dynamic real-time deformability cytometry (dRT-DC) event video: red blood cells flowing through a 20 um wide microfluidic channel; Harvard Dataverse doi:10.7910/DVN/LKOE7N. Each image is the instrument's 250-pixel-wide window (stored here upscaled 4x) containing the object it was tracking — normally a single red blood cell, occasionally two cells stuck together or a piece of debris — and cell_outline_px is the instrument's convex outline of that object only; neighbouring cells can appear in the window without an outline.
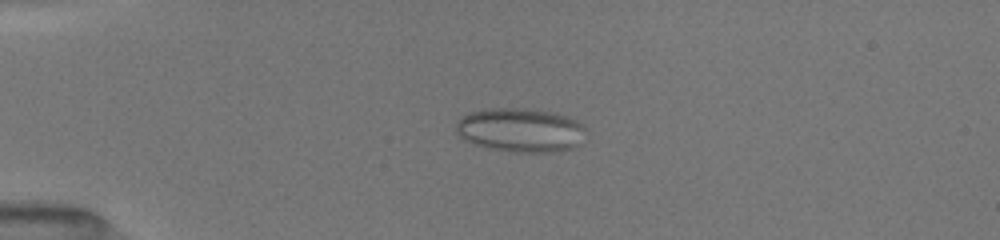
{"species": "common noctule bat (a hibernating species)", "species_latin": "Nyctalus noctula", "temperature_condition": "room temperature", "stored_images_in_passage": 45, "camera_frame_rate_fps": 3000, "um_per_image_px": 0.085, "animal": {"sex": "female", "body_mass_g": 19.5, "forearm_length_mm": 54.1}, "frame": {"image": 1, "passage_image": 4, "time_ms": 1.0, "image_size_px": [1000, 240], "cell_outline_px": [[584, 128], [576, 144], [572, 148], [552, 152], [512, 152], [488, 148], [464, 140], [456, 132], [456, 124], [460, 116], [468, 112], [488, 108], [520, 108], [548, 112], [568, 116], [576, 120]], "centroid_in_image_um": [44.14, 11.05], "position_along_channel_um": 40.9, "area_um2": 32.89}}
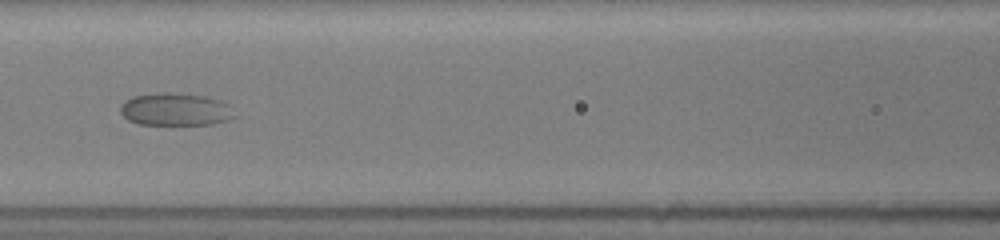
{"frame": {"image": 2, "passage_image": 16, "time_ms": 5.0, "image_size_px": [1000, 240], "cell_outline_px": [[236, 116], [228, 120], [212, 124], [140, 124], [128, 120], [120, 112], [120, 104], [124, 100], [132, 96], [164, 92], [168, 92], [208, 96], [220, 100], [228, 104]], "centroid_in_image_um": [14.9, 9.29], "position_along_channel_um": 151.7, "area_um2": 21.79}}
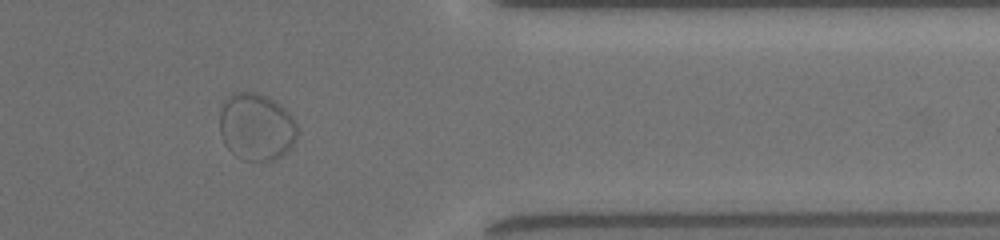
{"frame": {"image": 3, "passage_image": 36, "time_ms": 11.667, "image_size_px": [1000, 240], "cell_outline_px": [[296, 140], [292, 148], [280, 156], [272, 160], [260, 164], [244, 160], [236, 156], [224, 144], [220, 132], [220, 112], [228, 96], [232, 92], [256, 92], [280, 104], [292, 116], [296, 124]], "centroid_in_image_um": [21.79, 10.83], "position_along_channel_um": 389.6, "area_um2": 30.69}}